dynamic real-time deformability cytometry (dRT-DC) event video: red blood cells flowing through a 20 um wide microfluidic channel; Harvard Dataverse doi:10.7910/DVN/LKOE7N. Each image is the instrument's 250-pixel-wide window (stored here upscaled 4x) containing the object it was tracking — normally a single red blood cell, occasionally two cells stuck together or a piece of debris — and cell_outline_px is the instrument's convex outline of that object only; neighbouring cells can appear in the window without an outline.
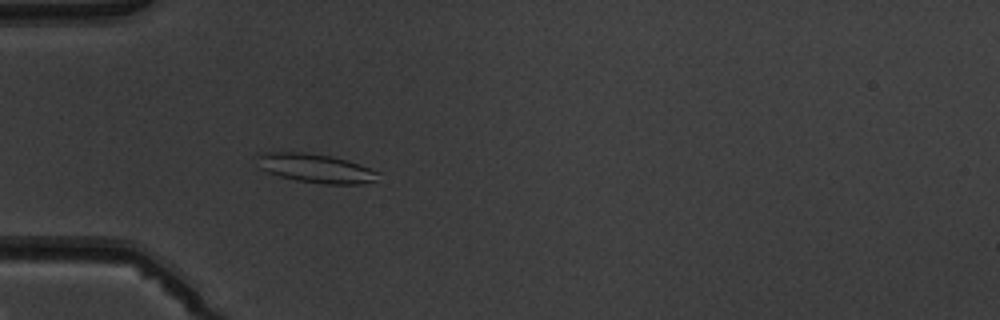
{"species": "common noctule bat (a hibernating species)", "species_latin": "Nyctalus noctula", "temperature_condition": "warm", "stored_images_in_passage": 5, "camera_frame_rate_fps": 3000, "um_per_image_px": 0.085, "animal": {"sex": "male", "body_mass_g": 19.5, "forearm_length_mm": 54.6}, "frame": {"image": 1, "passage_image": 5, "time_ms": 4.667, "image_size_px": [1000, 320], "cell_outline_px": [[380, 172], [376, 180], [364, 184], [324, 184], [296, 180], [280, 176], [268, 172], [260, 168], [256, 156], [260, 152], [304, 152], [332, 156], [348, 160], [360, 164]], "centroid_in_image_um": [26.85, 14.29], "position_along_channel_um": 58.2, "area_um2": 20.52}}